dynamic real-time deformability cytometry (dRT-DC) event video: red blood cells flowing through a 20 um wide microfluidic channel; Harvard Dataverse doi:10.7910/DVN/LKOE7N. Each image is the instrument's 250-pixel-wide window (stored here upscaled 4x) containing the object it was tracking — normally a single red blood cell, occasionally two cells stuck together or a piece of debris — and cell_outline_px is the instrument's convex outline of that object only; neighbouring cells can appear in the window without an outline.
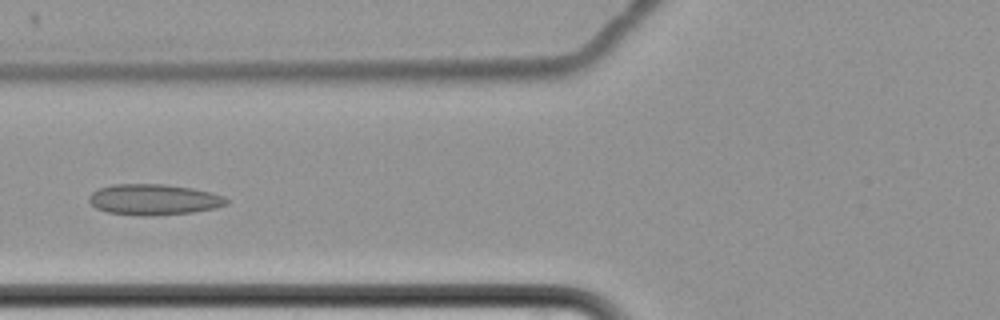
{"species": "common noctule bat (a hibernating species)", "species_latin": "Nyctalus noctula", "temperature_condition": "cold", "stored_images_in_passage": 8, "camera_frame_rate_fps": 3000, "um_per_image_px": 0.085, "animal": {"sex": "female", "body_mass_g": 22.7, "forearm_length_mm": 54.2}, "frame": {"image": 1, "passage_image": 5, "time_ms": 8.0, "image_size_px": [1000, 320], "cell_outline_px": [[228, 204], [216, 208], [192, 212], [152, 216], [140, 216], [108, 212], [96, 208], [88, 200], [88, 196], [92, 192], [100, 188], [112, 184], [164, 184], [192, 188], [212, 192], [224, 196], [228, 200]], "centroid_in_image_um": [13.08, 16.96], "position_along_channel_um": 112.7, "area_um2": 24.85}}
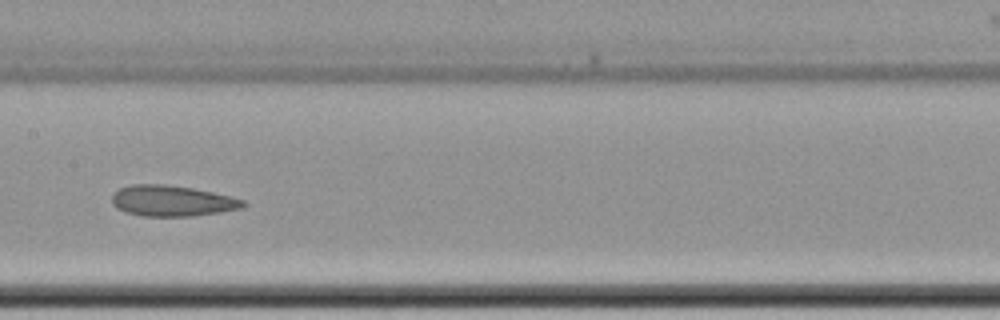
{"frame": {"image": 2, "passage_image": 7, "time_ms": 10.333, "image_size_px": [1000, 320], "cell_outline_px": [[248, 204], [244, 208], [220, 212], [192, 216], [144, 216], [124, 212], [116, 208], [112, 204], [112, 192], [120, 188], [132, 184], [164, 184], [192, 188], [212, 192], [244, 200]], "centroid_in_image_um": [14.6, 17.07], "position_along_channel_um": 192.8, "area_um2": 23.7}}
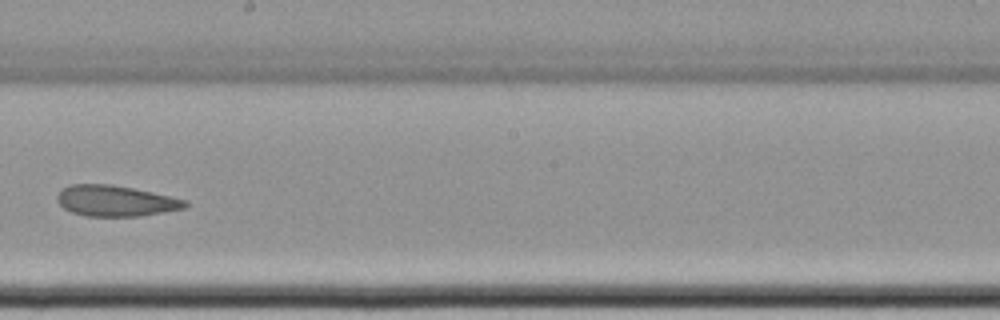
{"frame": {"image": 3, "passage_image": 8, "time_ms": 11.667, "image_size_px": [1000, 320], "cell_outline_px": [[188, 204], [184, 208], [140, 216], [88, 216], [72, 212], [64, 208], [56, 200], [56, 196], [60, 188], [72, 184], [112, 184], [152, 192], [188, 200]], "centroid_in_image_um": [9.79, 17.06], "position_along_channel_um": 238.4, "area_um2": 23.0}}